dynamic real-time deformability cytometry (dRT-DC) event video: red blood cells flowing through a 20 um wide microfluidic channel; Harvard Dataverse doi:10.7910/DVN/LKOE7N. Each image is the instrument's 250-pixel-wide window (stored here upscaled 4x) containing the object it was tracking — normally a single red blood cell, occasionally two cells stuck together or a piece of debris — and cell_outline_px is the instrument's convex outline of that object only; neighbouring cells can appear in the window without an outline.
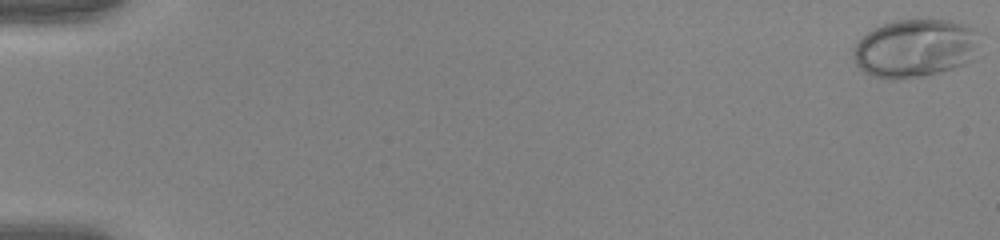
{"species": "human", "species_latin": "Homo sapiens", "temperature_condition": "warm", "stored_images_in_passage": 54, "camera_frame_rate_fps": 3000, "um_per_image_px": 0.085, "donor": {"sex": "female"}, "frame": {"image": 1, "passage_image": 1, "time_ms": 0.0, "image_size_px": [1000, 240], "cell_outline_px": [[984, 32], [980, 56], [964, 64], [928, 76], [892, 80], [884, 80], [872, 76], [864, 72], [856, 64], [852, 52], [852, 48], [856, 40], [868, 32], [884, 24], [896, 20], [952, 20], [976, 28]], "centroid_in_image_um": [77.9, 4.11], "position_along_channel_um": 7.1, "area_um2": 44.45}}
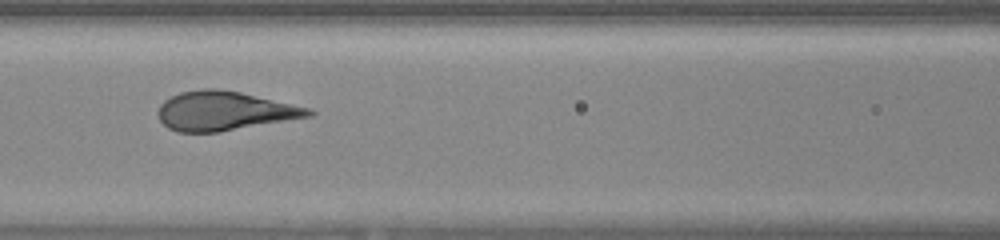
{"frame": {"image": 2, "passage_image": 26, "time_ms": 8.333, "image_size_px": [1000, 240], "cell_outline_px": [[316, 112], [312, 116], [220, 132], [176, 132], [168, 128], [160, 120], [156, 112], [160, 104], [164, 100], [180, 92], [200, 88], [216, 88], [240, 92], [312, 108]], "centroid_in_image_um": [19.07, 9.43], "position_along_channel_um": 147.5, "area_um2": 34.56}}
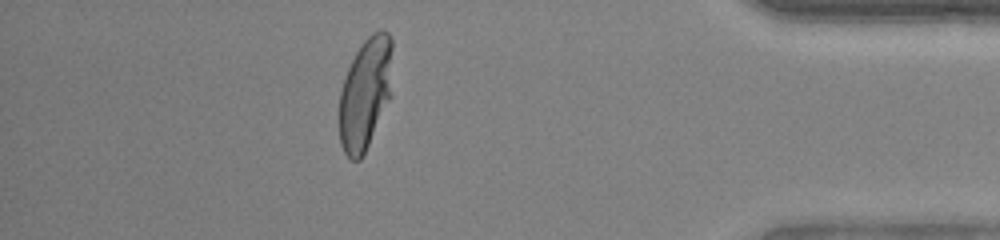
{"frame": {"image": 3, "passage_image": 48, "time_ms": 15.667, "image_size_px": [1000, 240], "cell_outline_px": [[392, 96], [360, 160], [352, 160], [344, 152], [340, 144], [340, 92], [348, 68], [356, 52], [364, 40], [372, 32], [380, 28], [388, 32], [392, 36]], "centroid_in_image_um": [31.09, 7.89], "position_along_channel_um": 404.1, "area_um2": 34.85}, "authors_computed_cell_mechanics": {"area_um2": 35.0846, "velocity_mm_per_s": 3.9737, "shape_relaxation_time_tau1_ms": 3.7512, "shape_relaxation_time_tau2_ms": null, "deformation_change_tau1": 0.243, "deformation_change_tau2": null}}